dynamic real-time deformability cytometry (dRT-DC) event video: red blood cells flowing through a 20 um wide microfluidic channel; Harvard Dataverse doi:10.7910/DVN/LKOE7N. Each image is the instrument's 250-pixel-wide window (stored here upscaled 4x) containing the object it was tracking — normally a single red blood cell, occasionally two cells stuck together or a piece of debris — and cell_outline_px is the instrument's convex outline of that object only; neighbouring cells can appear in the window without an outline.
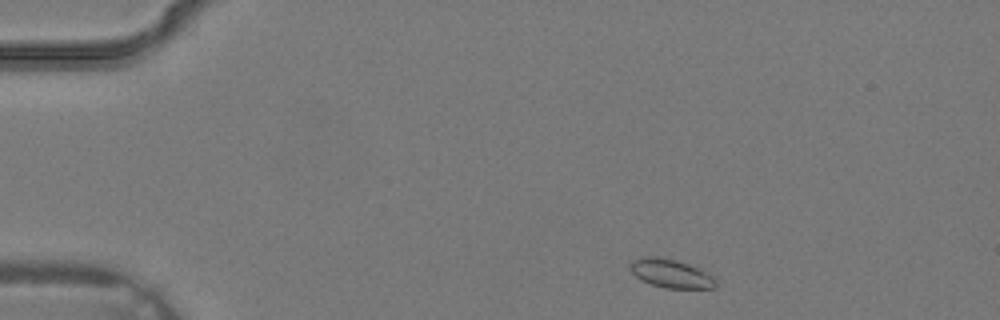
{"species": "common noctule bat (a hibernating species)", "species_latin": "Nyctalus noctula", "temperature_condition": "warm", "stored_images_in_passage": 20, "camera_frame_rate_fps": 3000, "um_per_image_px": 0.085, "animal": {"sex": "male", "body_mass_g": 19.2, "forearm_length_mm": 51.8}, "frame": {"image": 1, "passage_image": 1, "time_ms": 0.0, "image_size_px": [1000, 320], "cell_outline_px": [[716, 288], [664, 288], [640, 280], [628, 268], [628, 264], [632, 260], [640, 256], [656, 256], [676, 260], [704, 268], [716, 280]], "centroid_in_image_um": [57.02, 23.22], "position_along_channel_um": 28.0, "area_um2": 14.68}}
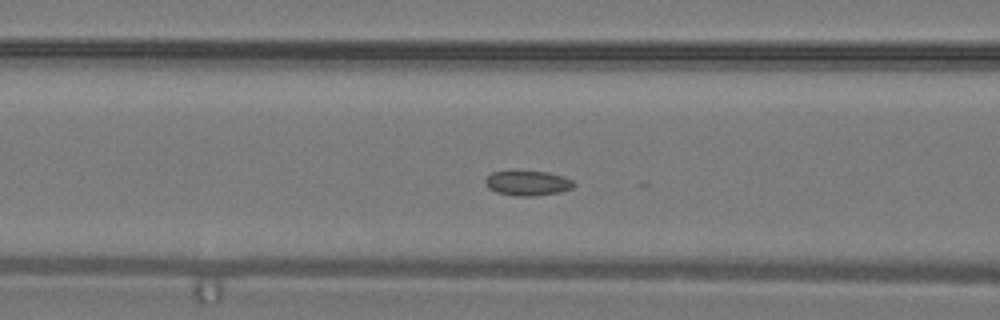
{"frame": {"image": 2, "passage_image": 10, "time_ms": 3.0, "image_size_px": [1000, 320], "cell_outline_px": [[576, 184], [572, 188], [560, 192], [532, 196], [516, 196], [496, 192], [488, 188], [484, 180], [492, 172], [512, 168], [548, 172], [564, 176], [572, 180]], "centroid_in_image_um": [44.82, 15.51], "position_along_channel_um": 121.8, "area_um2": 13.47}}
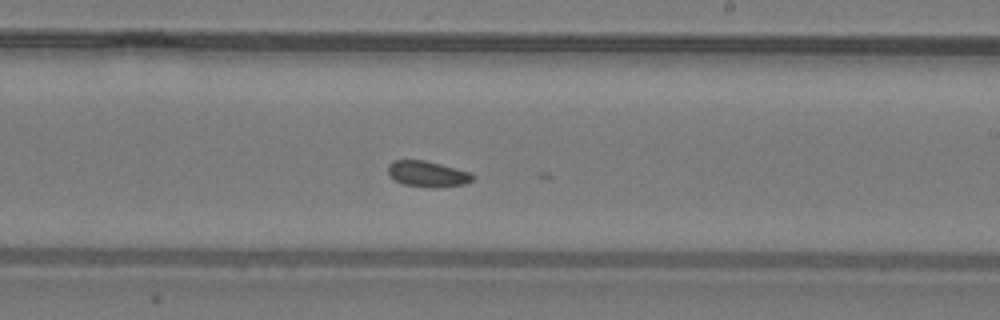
{"frame": {"image": 3, "passage_image": 17, "time_ms": 5.333, "image_size_px": [1000, 320], "cell_outline_px": [[476, 176], [472, 180], [464, 184], [404, 184], [396, 180], [388, 172], [388, 164], [392, 160], [424, 160], [440, 164], [468, 172]], "centroid_in_image_um": [36.29, 14.71], "position_along_channel_um": 252.7, "area_um2": 11.68}}